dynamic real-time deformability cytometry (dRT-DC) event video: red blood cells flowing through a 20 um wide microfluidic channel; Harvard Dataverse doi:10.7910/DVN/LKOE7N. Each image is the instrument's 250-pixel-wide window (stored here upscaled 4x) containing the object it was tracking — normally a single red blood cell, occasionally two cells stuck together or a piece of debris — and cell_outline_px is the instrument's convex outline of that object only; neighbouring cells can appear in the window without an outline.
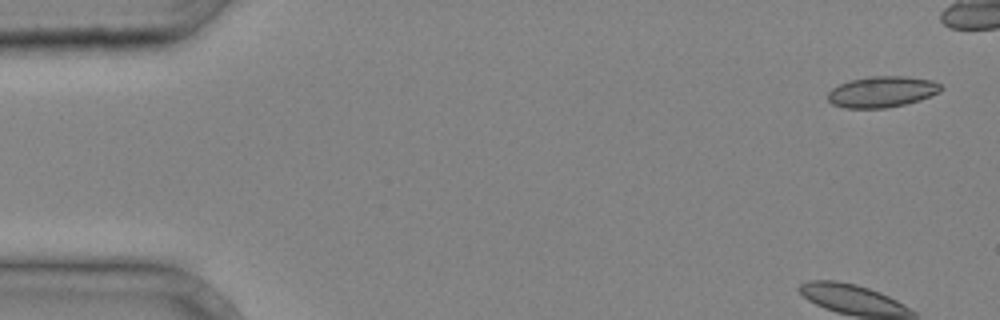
{"species": "common noctule bat (a hibernating species)", "species_latin": "Nyctalus noctula", "temperature_condition": "cold", "stored_images_in_passage": 5, "camera_frame_rate_fps": 3000, "um_per_image_px": 0.085, "animal": {"sex": "male", "body_mass_g": 20.4}, "frame": {"image": 1, "passage_image": 1, "time_ms": 0.0, "image_size_px": [1000, 320], "cell_outline_px": [[944, 88], [940, 92], [920, 100], [904, 104], [884, 108], [844, 108], [832, 104], [828, 100], [828, 92], [832, 88], [840, 84], [852, 80], [868, 76], [908, 76], [932, 80], [940, 84]], "centroid_in_image_um": [74.99, 7.8], "position_along_channel_um": 10.0, "area_um2": 20.52}}